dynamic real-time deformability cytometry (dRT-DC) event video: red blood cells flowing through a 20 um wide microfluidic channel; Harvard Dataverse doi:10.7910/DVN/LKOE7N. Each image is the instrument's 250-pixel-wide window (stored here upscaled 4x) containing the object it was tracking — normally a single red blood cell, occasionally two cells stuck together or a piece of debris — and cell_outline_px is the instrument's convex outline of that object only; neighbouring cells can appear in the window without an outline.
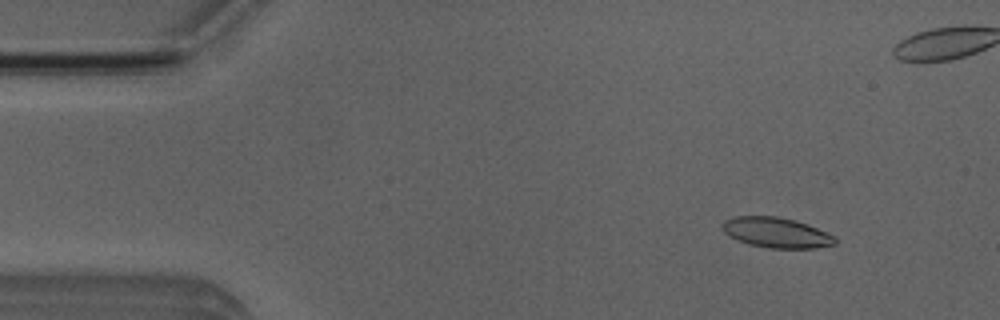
{"species": "Egyptian fruit bat (a non-hibernating species)", "species_latin": "Rousettus aegyptiacus", "temperature_condition": "room temperature", "stored_images_in_passage": 53, "camera_frame_rate_fps": 3000, "um_per_image_px": 0.085, "animal": {"sex": "male"}, "frame": {"image": 1, "passage_image": 5, "time_ms": 1.333, "image_size_px": [1000, 320], "cell_outline_px": [[836, 244], [816, 248], [768, 248], [748, 244], [736, 240], [728, 236], [720, 228], [720, 224], [724, 220], [732, 216], [776, 216], [796, 220], [808, 224], [836, 236]], "centroid_in_image_um": [65.95, 19.76], "position_along_channel_um": 19.0, "area_um2": 20.29}}
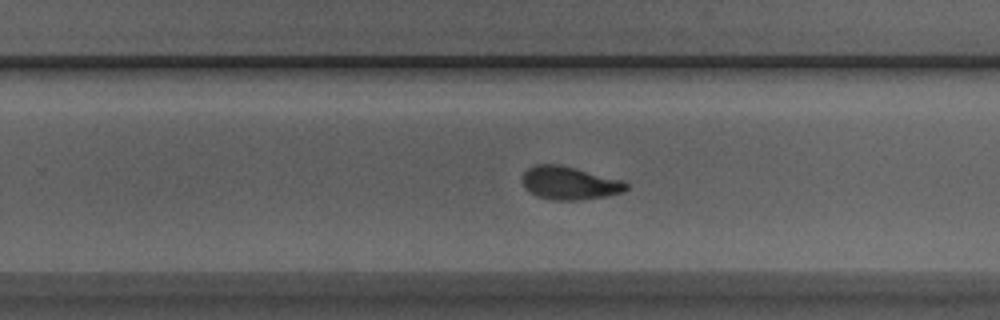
{"frame": {"image": 2, "passage_image": 32, "time_ms": 10.333, "image_size_px": [1000, 320], "cell_outline_px": [[628, 188], [624, 192], [584, 200], [552, 200], [536, 196], [524, 188], [524, 172], [528, 168], [536, 164], [560, 164], [624, 180], [628, 184]], "centroid_in_image_um": [48.43, 15.56], "position_along_channel_um": 281.4, "area_um2": 20.17}}
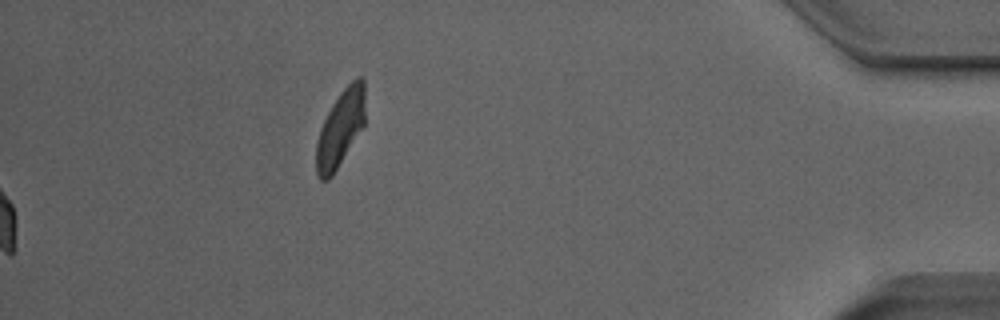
{"frame": {"image": 3, "passage_image": 53, "time_ms": 17.333, "image_size_px": [1000, 320], "cell_outline_px": [[364, 124], [332, 176], [328, 180], [320, 180], [316, 172], [316, 144], [320, 128], [332, 104], [340, 92], [356, 76], [360, 76], [364, 80]], "centroid_in_image_um": [28.92, 10.9], "position_along_channel_um": 406.3, "area_um2": 21.5}, "authors_computed_cell_mechanics": {"area_um2": 20.2878, "velocity_mm_per_s": 3.8618, "shape_relaxation_time_tau1_ms": 4.8919, "shape_relaxation_time_tau2_ms": 1.8643, "deformation_change_tau1": 0.1489, "deformation_change_tau2": 0.0772}}